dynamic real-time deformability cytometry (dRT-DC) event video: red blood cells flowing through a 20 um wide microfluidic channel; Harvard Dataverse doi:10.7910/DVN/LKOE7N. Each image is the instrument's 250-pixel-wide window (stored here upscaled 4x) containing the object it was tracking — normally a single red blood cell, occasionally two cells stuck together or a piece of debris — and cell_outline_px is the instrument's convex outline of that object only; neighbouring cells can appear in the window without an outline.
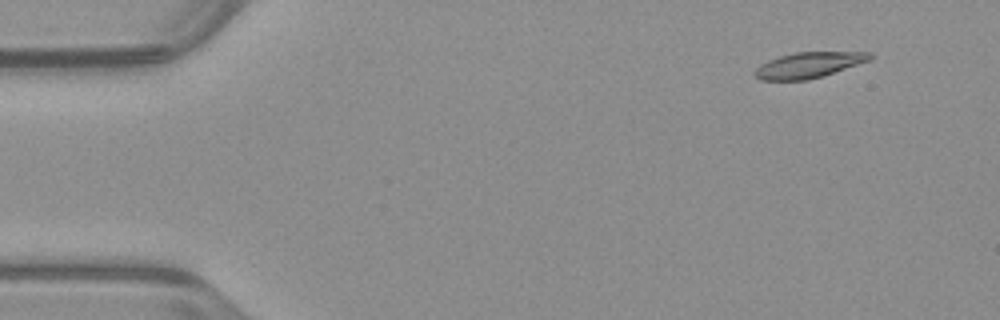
{"species": "common noctule bat (a hibernating species)", "species_latin": "Nyctalus noctula", "temperature_condition": "warm", "stored_images_in_passage": 49, "camera_frame_rate_fps": 3000, "um_per_image_px": 0.085, "animal": {"sex": "male", "body_mass_g": 23.1, "forearm_length_mm": 52.7}, "frame": {"image": 1, "passage_image": 1, "time_ms": 0.0, "image_size_px": [1000, 320], "cell_outline_px": [[872, 60], [824, 76], [808, 80], [760, 80], [752, 72], [760, 64], [768, 60], [780, 56], [796, 52], [872, 52]], "centroid_in_image_um": [68.76, 5.53], "position_along_channel_um": 16.2, "area_um2": 17.4}}
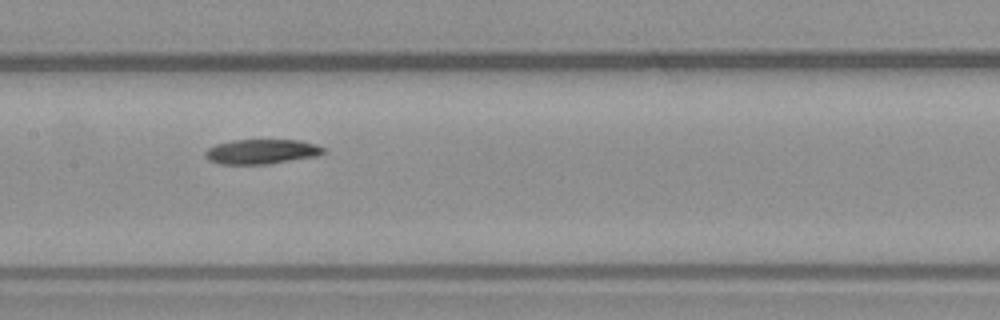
{"frame": {"image": 2, "passage_image": 22, "time_ms": 7.0, "image_size_px": [1000, 320], "cell_outline_px": [[324, 152], [320, 156], [268, 164], [220, 164], [208, 160], [204, 156], [204, 152], [208, 148], [216, 144], [232, 140], [300, 140], [316, 144], [324, 148]], "centroid_in_image_um": [22.24, 12.89], "position_along_channel_um": 185.2, "area_um2": 17.22}}
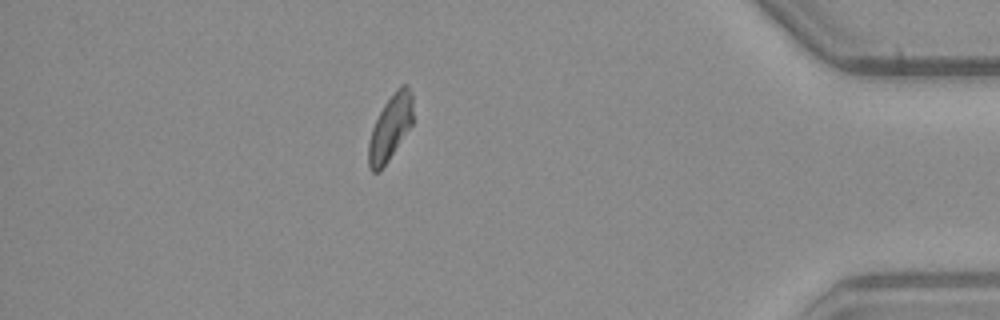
{"frame": {"image": 3, "passage_image": 42, "time_ms": 13.667, "image_size_px": [1000, 320], "cell_outline_px": [[412, 124], [380, 172], [372, 172], [368, 168], [368, 140], [372, 128], [384, 104], [396, 88], [400, 84], [408, 84], [412, 92]], "centroid_in_image_um": [33.16, 10.83], "position_along_channel_um": 402.0, "area_um2": 16.94}}